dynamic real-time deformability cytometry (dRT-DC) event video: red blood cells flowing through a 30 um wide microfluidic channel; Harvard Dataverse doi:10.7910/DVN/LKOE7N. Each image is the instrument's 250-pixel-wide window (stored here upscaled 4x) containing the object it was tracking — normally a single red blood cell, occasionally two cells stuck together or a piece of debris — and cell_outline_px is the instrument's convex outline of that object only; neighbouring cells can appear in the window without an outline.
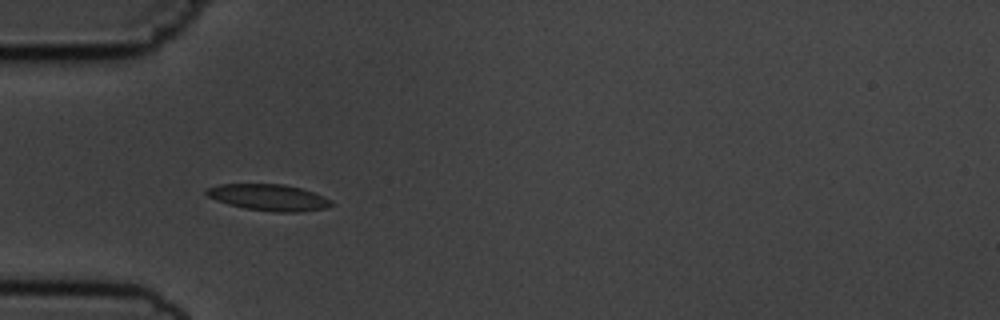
{"species": "common noctule bat (a hibernating species)", "species_latin": "Nyctalus noctula", "temperature_condition": "cold", "stored_images_in_passage": 5, "camera_frame_rate_fps": 3000, "um_per_image_px": 0.085, "animal": {"sex": "male", "body_mass_g": 19.5, "forearm_length_mm": 54.6}, "frame": {"image": 1, "passage_image": 4, "time_ms": 4.333, "image_size_px": [1000, 320], "cell_outline_px": [[332, 204], [328, 208], [300, 212], [272, 212], [244, 208], [228, 204], [216, 200], [208, 196], [204, 192], [208, 188], [220, 184], [284, 184], [300, 188], [324, 196], [332, 200]], "centroid_in_image_um": [22.86, 16.79], "position_along_channel_um": 62.1, "area_um2": 19.25}}
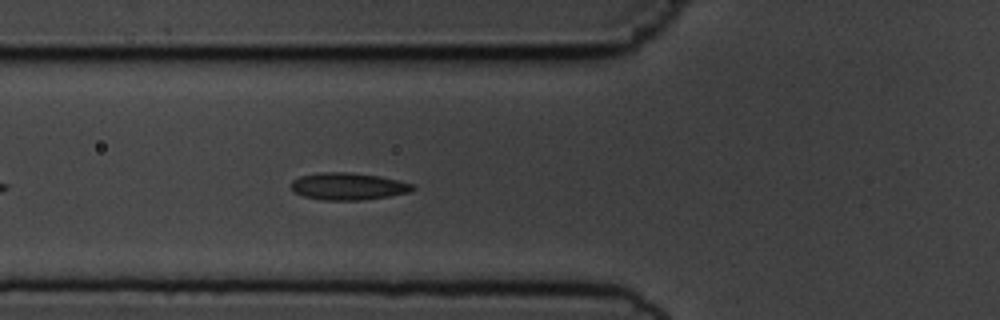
{"frame": {"image": 2, "passage_image": 5, "time_ms": 5.333, "image_size_px": [1000, 320], "cell_outline_px": [[416, 188], [412, 192], [388, 196], [360, 200], [324, 200], [304, 196], [292, 192], [292, 180], [300, 176], [316, 172], [348, 172], [380, 176], [412, 184]], "centroid_in_image_um": [29.57, 15.83], "position_along_channel_um": 96.2, "area_um2": 19.25}}